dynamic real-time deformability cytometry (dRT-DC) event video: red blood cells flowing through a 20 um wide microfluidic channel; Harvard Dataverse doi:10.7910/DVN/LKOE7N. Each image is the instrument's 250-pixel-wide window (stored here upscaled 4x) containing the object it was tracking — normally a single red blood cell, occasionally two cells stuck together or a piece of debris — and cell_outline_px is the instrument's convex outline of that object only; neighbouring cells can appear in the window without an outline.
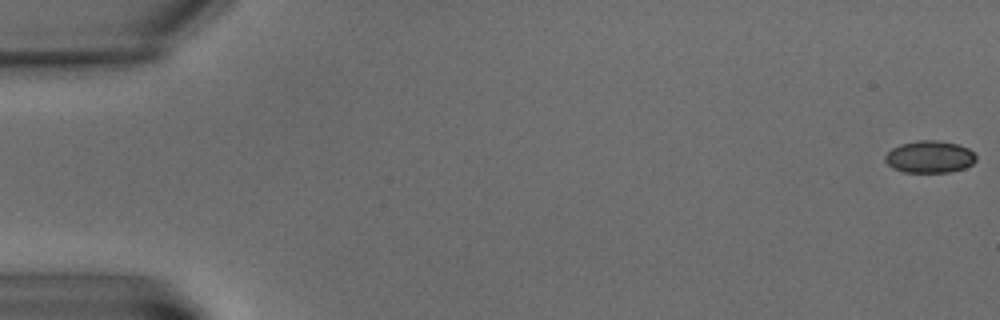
{"species": "common noctule bat (a hibernating species)", "species_latin": "Nyctalus noctula", "temperature_condition": "warm", "stored_images_in_passage": 6, "camera_frame_rate_fps": 3000, "um_per_image_px": 0.085, "animal": {"sex": "male", "body_mass_g": 15.6}, "frame": {"image": 1, "passage_image": 1, "time_ms": 0.0, "image_size_px": [1000, 320], "cell_outline_px": [[976, 160], [972, 164], [964, 168], [948, 172], [904, 172], [892, 168], [884, 160], [884, 156], [892, 148], [900, 144], [916, 140], [936, 140], [956, 144], [968, 148], [976, 156]], "centroid_in_image_um": [78.99, 13.33], "position_along_channel_um": 6.0, "area_um2": 16.99}}
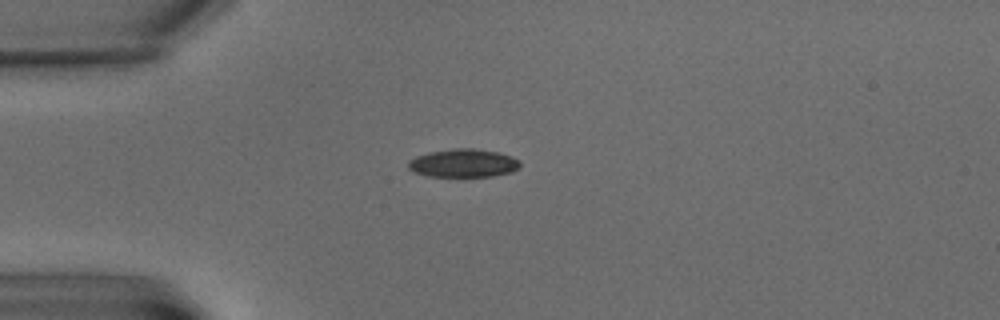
{"frame": {"image": 2, "passage_image": 4, "time_ms": 6.333, "image_size_px": [1000, 320], "cell_outline_px": [[520, 168], [512, 172], [492, 176], [428, 176], [416, 172], [408, 168], [408, 160], [416, 156], [428, 152], [452, 148], [472, 148], [500, 152], [512, 156], [520, 160]], "centroid_in_image_um": [39.42, 13.85], "position_along_channel_um": 45.6, "area_um2": 18.55}}